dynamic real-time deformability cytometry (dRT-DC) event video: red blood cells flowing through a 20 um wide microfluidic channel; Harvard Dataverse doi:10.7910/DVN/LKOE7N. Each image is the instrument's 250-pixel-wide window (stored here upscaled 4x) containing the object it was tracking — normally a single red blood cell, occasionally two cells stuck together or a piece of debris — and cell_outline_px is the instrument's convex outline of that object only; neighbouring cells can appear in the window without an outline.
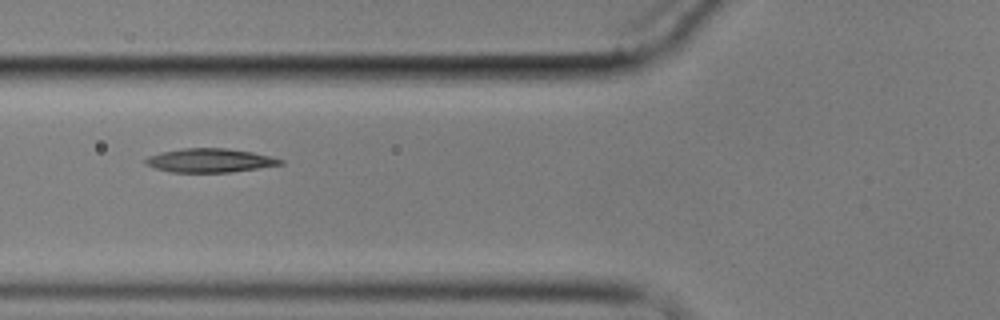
{"species": "common noctule bat (a hibernating species)", "species_latin": "Nyctalus noctula", "temperature_condition": "cold", "stored_images_in_passage": 10, "camera_frame_rate_fps": 3000, "um_per_image_px": 0.085, "animal": {"sex": "male", "body_mass_g": 17.9}, "frame": {"image": 1, "passage_image": 6, "time_ms": 6.333, "image_size_px": [1000, 320], "cell_outline_px": [[284, 164], [232, 172], [172, 172], [152, 168], [144, 164], [144, 160], [148, 156], [160, 152], [184, 148], [228, 148], [252, 152], [284, 160]], "centroid_in_image_um": [17.79, 13.64], "position_along_channel_um": 108.0, "area_um2": 18.79}}
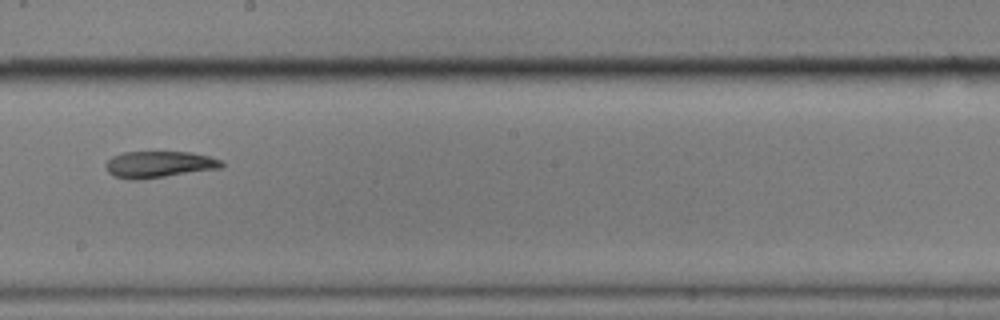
{"frame": {"image": 2, "passage_image": 9, "time_ms": 10.0, "image_size_px": [1000, 320], "cell_outline_px": [[224, 168], [140, 180], [128, 180], [112, 176], [108, 172], [104, 164], [112, 156], [124, 152], [192, 152], [208, 156], [220, 160], [224, 164]], "centroid_in_image_um": [13.5, 13.99], "position_along_channel_um": 234.7, "area_um2": 18.21}}
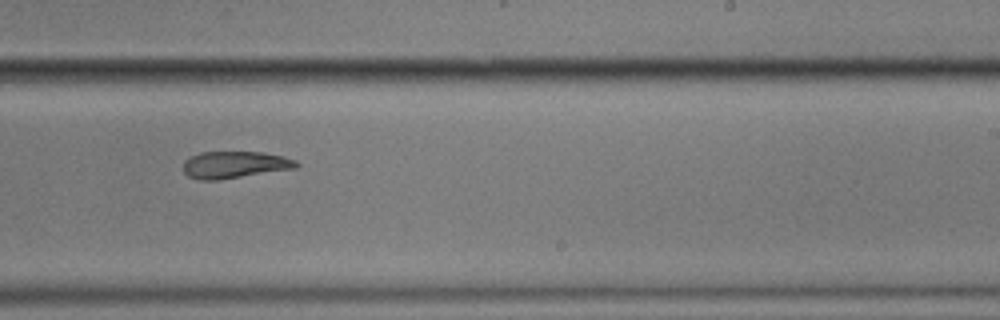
{"frame": {"image": 3, "passage_image": 10, "time_ms": 11.0, "image_size_px": [1000, 320], "cell_outline_px": [[300, 164], [296, 168], [216, 180], [200, 180], [188, 176], [184, 172], [184, 160], [200, 152], [260, 152], [284, 156], [296, 160]], "centroid_in_image_um": [19.95, 14.0], "position_along_channel_um": 269.0, "area_um2": 17.63}}